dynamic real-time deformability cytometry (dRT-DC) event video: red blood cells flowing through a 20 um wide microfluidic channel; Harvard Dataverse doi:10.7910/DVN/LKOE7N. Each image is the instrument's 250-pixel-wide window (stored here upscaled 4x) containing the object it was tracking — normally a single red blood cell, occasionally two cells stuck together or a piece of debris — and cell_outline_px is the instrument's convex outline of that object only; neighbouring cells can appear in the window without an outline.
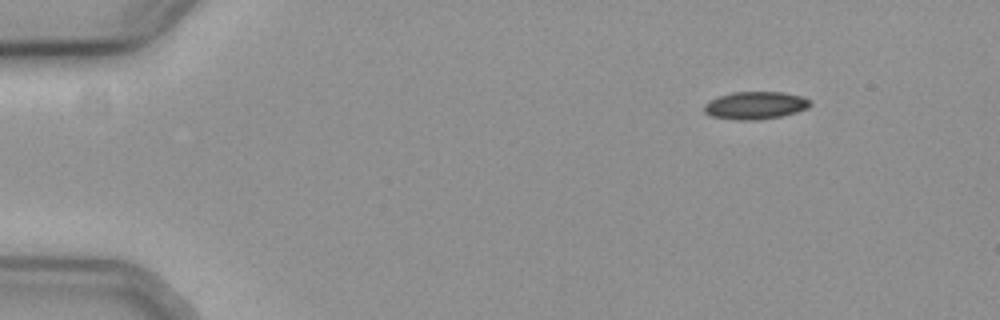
{"species": "common noctule bat (a hibernating species)", "species_latin": "Nyctalus noctula", "temperature_condition": "cold", "stored_images_in_passage": 50, "camera_frame_rate_fps": 3000, "um_per_image_px": 0.085, "animal": {"sex": "female", "body_mass_g": 19.3, "forearm_length_mm": 54.1}, "frame": {"image": 1, "passage_image": 1, "time_ms": 0.0, "image_size_px": [1000, 320], "cell_outline_px": [[812, 104], [808, 108], [796, 112], [780, 116], [756, 120], [740, 120], [708, 116], [704, 112], [704, 104], [720, 96], [732, 92], [780, 92], [800, 96], [808, 100]], "centroid_in_image_um": [64.18, 8.96], "position_along_channel_um": 20.8, "area_um2": 16.88}}
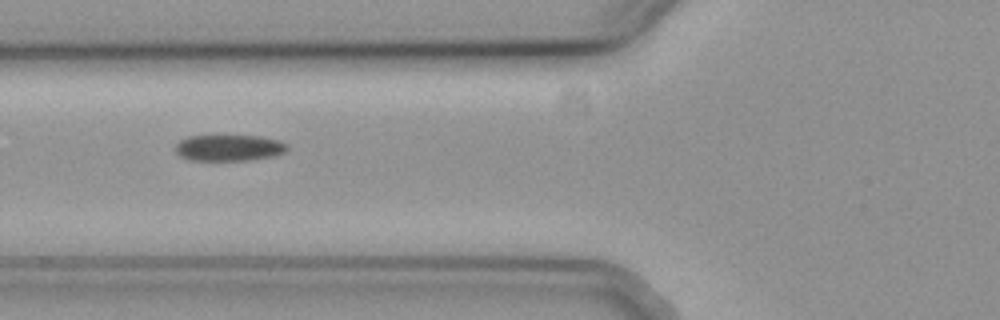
{"frame": {"image": 2, "passage_image": 16, "time_ms": 5.0, "image_size_px": [1000, 320], "cell_outline_px": [[288, 148], [284, 152], [276, 156], [248, 160], [188, 160], [180, 156], [176, 152], [176, 144], [180, 140], [188, 136], [260, 136], [280, 140], [288, 144]], "centroid_in_image_um": [19.49, 12.56], "position_along_channel_um": 106.3, "area_um2": 17.17}}
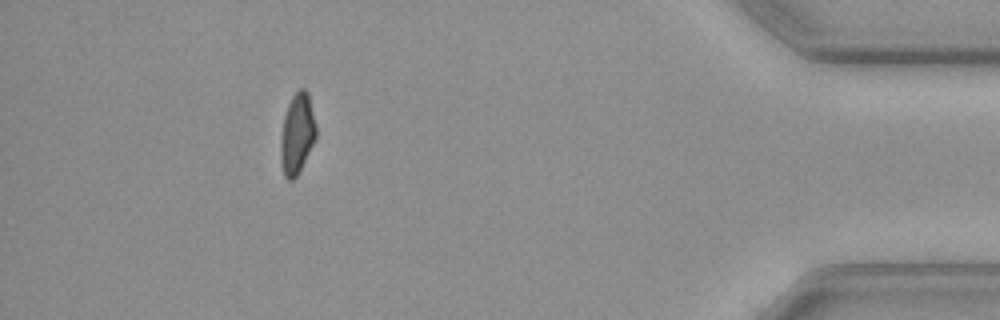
{"frame": {"image": 3, "passage_image": 45, "time_ms": 14.667, "image_size_px": [1000, 320], "cell_outline_px": [[316, 136], [300, 172], [292, 180], [288, 180], [284, 176], [280, 160], [280, 140], [284, 116], [288, 104], [292, 96], [300, 88], [304, 88], [308, 92], [316, 124]], "centroid_in_image_um": [25.24, 11.38], "position_along_channel_um": 410.0, "area_um2": 16.7}, "authors_computed_cell_mechanics": {"area_um2": 17.3978, "velocity_mm_per_s": 3.7137, "shape_relaxation_time_tau1_ms": 6.0541, "shape_relaxation_time_tau2_ms": null, "deformation_change_tau1": 0.1295, "deformation_change_tau2": null}}